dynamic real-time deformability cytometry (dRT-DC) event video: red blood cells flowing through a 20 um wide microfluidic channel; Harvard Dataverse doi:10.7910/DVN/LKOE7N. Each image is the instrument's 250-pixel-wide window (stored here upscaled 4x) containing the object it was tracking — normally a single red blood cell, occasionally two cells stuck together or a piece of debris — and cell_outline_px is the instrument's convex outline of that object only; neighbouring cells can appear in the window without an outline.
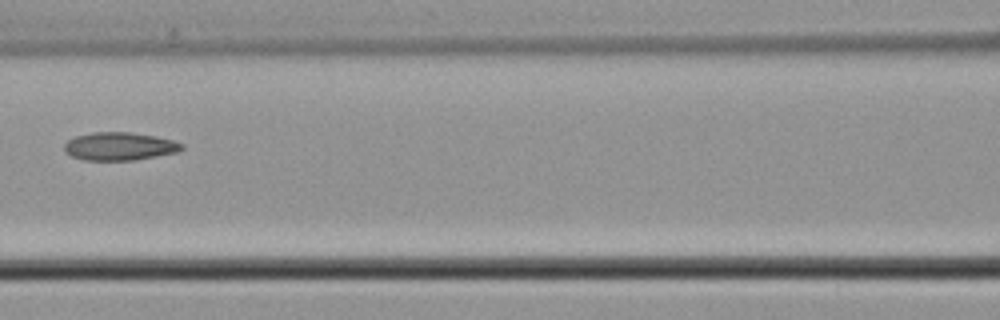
{"species": "common noctule bat (a hibernating species)", "species_latin": "Nyctalus noctula", "temperature_condition": "cold", "stored_images_in_passage": 4, "camera_frame_rate_fps": 3000, "um_per_image_px": 0.085, "animal": {"sex": "male", "body_mass_g": 21.5, "forearm_length_mm": 52.0}, "frame": {"image": 1, "passage_image": 4, "time_ms": 1.0, "image_size_px": [1000, 320], "cell_outline_px": [[184, 148], [176, 152], [136, 160], [84, 160], [72, 156], [64, 148], [64, 144], [68, 140], [76, 136], [92, 132], [128, 132], [156, 136], [172, 140], [184, 144]], "centroid_in_image_um": [10.17, 12.43], "position_along_channel_um": 156.4, "area_um2": 19.07}}